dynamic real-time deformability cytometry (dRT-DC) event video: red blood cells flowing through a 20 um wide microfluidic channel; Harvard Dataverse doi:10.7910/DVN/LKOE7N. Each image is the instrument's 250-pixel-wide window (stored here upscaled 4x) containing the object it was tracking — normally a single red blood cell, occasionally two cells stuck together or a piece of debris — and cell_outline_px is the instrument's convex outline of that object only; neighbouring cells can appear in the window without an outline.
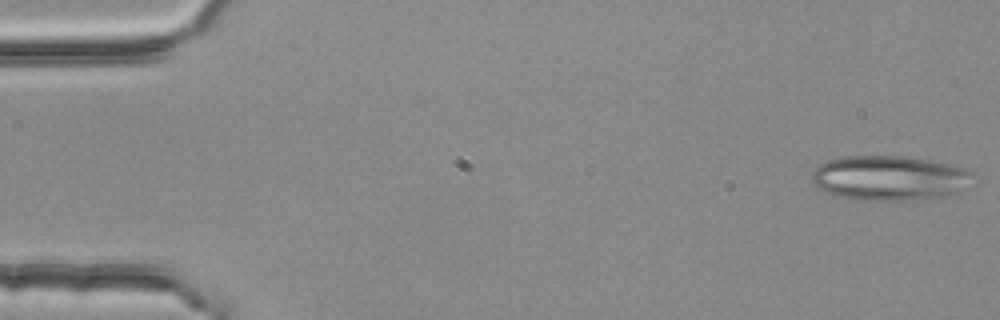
{"species": "common noctule bat (a hibernating species)", "species_latin": "Nyctalus noctula", "temperature_condition": "room temperature", "stored_images_in_passage": 53, "segment_of_instrument_passage": [1, 2], "camera_frame_rate_fps": 3000, "um_per_image_px": 0.085, "animal": {"sex": "female", "body_mass_g": 25.1}, "frame": {"image": 1, "passage_image": 1, "time_ms": 0.0, "image_size_px": [1000, 320], "cell_outline_px": [[976, 176], [968, 188], [964, 192], [944, 196], [912, 200], [856, 200], [824, 192], [812, 184], [812, 172], [820, 164], [828, 160], [840, 156], [904, 156], [928, 160], [948, 164], [964, 168], [972, 172]], "centroid_in_image_um": [75.65, 15.14], "position_along_channel_um": 9.4, "area_um2": 42.6}}